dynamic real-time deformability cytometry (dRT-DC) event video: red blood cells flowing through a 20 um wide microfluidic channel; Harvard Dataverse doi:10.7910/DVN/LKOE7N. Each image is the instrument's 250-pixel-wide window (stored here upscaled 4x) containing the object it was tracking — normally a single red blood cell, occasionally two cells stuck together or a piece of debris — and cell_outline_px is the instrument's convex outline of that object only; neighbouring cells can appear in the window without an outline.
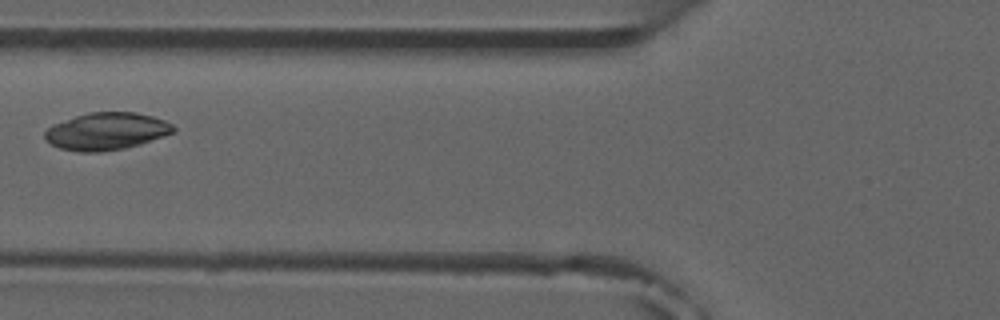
{"species": "common noctule bat (a hibernating species)", "species_latin": "Nyctalus noctula", "temperature_condition": "room temperature", "stored_images_in_passage": 3, "camera_frame_rate_fps": 3000, "um_per_image_px": 0.085, "animal": {"sex": "male", "forearm_length_mm": 52.5}, "frame": {"image": 1, "passage_image": 2, "time_ms": 1.333, "image_size_px": [1000, 320], "cell_outline_px": [[176, 132], [140, 144], [124, 148], [100, 152], [80, 152], [60, 148], [44, 140], [44, 132], [48, 128], [56, 124], [76, 116], [88, 112], [136, 112], [152, 116], [164, 120], [172, 124], [176, 128]], "centroid_in_image_um": [9.08, 11.16], "position_along_channel_um": 116.7, "area_um2": 27.86}}
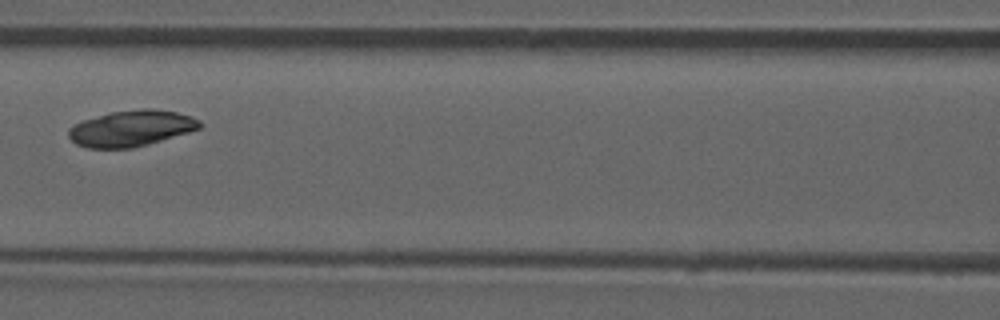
{"frame": {"image": 2, "passage_image": 3, "time_ms": 2.333, "image_size_px": [1000, 320], "cell_outline_px": [[200, 128], [188, 132], [148, 144], [132, 148], [88, 148], [76, 144], [68, 136], [68, 128], [84, 120], [112, 112], [144, 108], [152, 108], [176, 112], [192, 116], [200, 120]], "centroid_in_image_um": [11.16, 10.91], "position_along_channel_um": 155.4, "area_um2": 27.28}}